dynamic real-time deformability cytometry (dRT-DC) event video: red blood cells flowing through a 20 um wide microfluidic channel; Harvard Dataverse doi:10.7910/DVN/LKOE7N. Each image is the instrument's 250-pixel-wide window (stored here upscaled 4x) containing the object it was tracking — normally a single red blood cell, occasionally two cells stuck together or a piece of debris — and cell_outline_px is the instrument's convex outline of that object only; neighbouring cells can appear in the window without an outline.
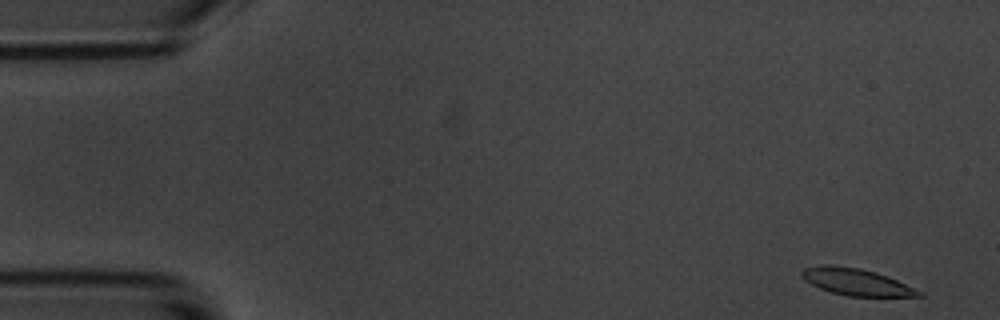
{"species": "common noctule bat (a hibernating species)", "species_latin": "Nyctalus noctula", "temperature_condition": "room temperature", "stored_images_in_passage": 55, "camera_frame_rate_fps": 3000, "um_per_image_px": 0.085, "animal": {"sex": "male", "body_mass_g": 20.1, "forearm_length_mm": 53.5}, "frame": {"image": 1, "passage_image": 1, "time_ms": 0.0, "image_size_px": [1000, 320], "cell_outline_px": [[924, 296], [848, 296], [832, 292], [820, 288], [804, 280], [800, 272], [804, 268], [824, 264], [828, 264], [860, 268], [888, 276], [924, 292]], "centroid_in_image_um": [72.79, 23.96], "position_along_channel_um": 12.2, "area_um2": 18.21}}
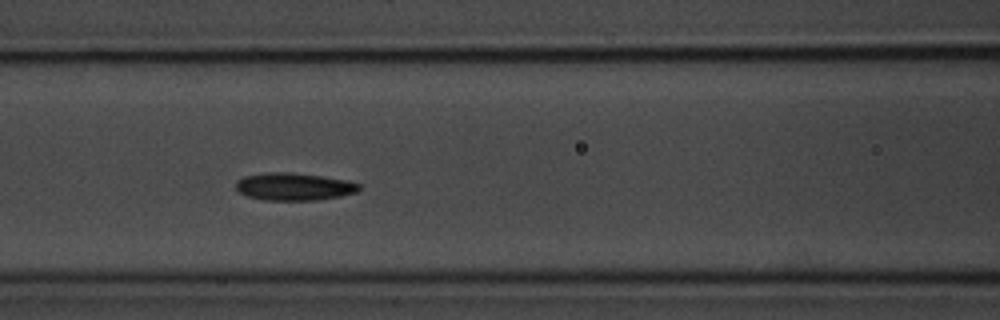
{"frame": {"image": 2, "passage_image": 22, "time_ms": 7.0, "image_size_px": [1000, 320], "cell_outline_px": [[360, 188], [356, 192], [340, 196], [316, 200], [260, 200], [248, 196], [240, 192], [236, 188], [236, 180], [244, 176], [268, 172], [292, 172], [348, 180], [360, 184]], "centroid_in_image_um": [24.97, 15.86], "position_along_channel_um": 141.6, "area_um2": 19.77}}
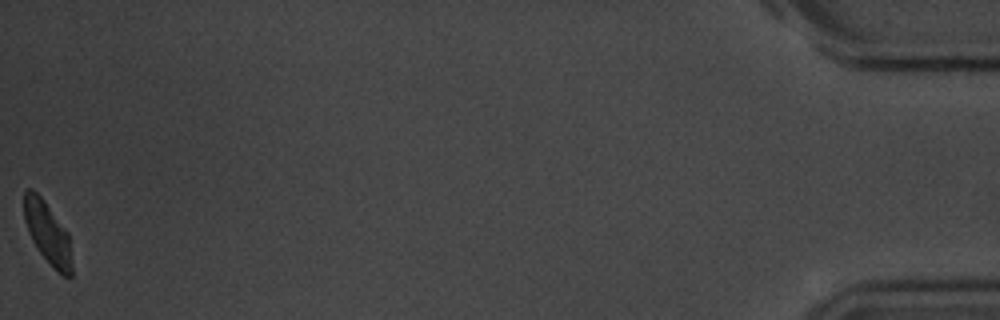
{"frame": {"image": 3, "passage_image": 55, "time_ms": 18.0, "image_size_px": [1000, 320], "cell_outline_px": [[72, 276], [64, 276], [56, 272], [36, 248], [28, 232], [24, 220], [24, 192], [28, 188], [32, 188], [44, 200], [68, 232], [72, 264]], "centroid_in_image_um": [4.04, 19.81], "position_along_channel_um": 431.2, "area_um2": 17.4}, "authors_computed_cell_mechanics": {"area_um2": 18.9584, "velocity_mm_per_s": 3.5238, "shape_relaxation_time_tau1_ms": 2.0049, "shape_relaxation_time_tau2_ms": 4.3311, "deformation_change_tau1": 0.0936, "deformation_change_tau2": 0.0872}}